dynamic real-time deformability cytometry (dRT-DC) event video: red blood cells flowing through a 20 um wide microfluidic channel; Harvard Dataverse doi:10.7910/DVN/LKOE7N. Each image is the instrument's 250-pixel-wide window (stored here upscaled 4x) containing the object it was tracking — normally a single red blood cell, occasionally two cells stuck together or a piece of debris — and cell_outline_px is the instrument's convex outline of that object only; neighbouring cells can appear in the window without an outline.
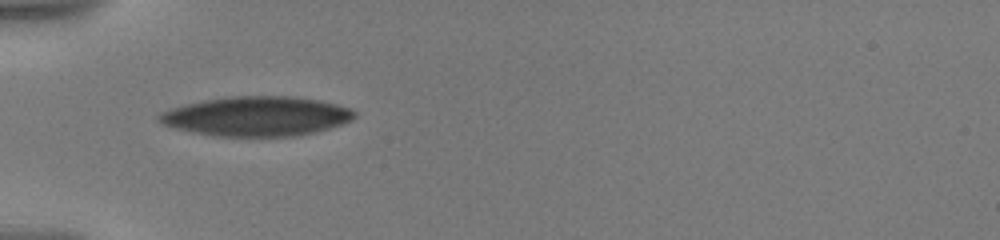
{"species": "human", "species_latin": "Homo sapiens", "temperature_condition": "warm", "stored_images_in_passage": 4, "camera_frame_rate_fps": 3000, "um_per_image_px": 0.085, "donor": {"sex": "male"}, "frame": {"image": 1, "passage_image": 1, "time_ms": 0.0, "image_size_px": [1000, 240], "cell_outline_px": [[356, 116], [352, 120], [316, 132], [292, 136], [212, 136], [192, 132], [176, 128], [164, 124], [156, 120], [156, 116], [160, 112], [184, 104], [204, 100], [228, 96], [292, 96], [320, 100], [352, 108], [356, 112]], "centroid_in_image_um": [21.8, 9.87], "position_along_channel_um": 63.2, "area_um2": 45.2}}
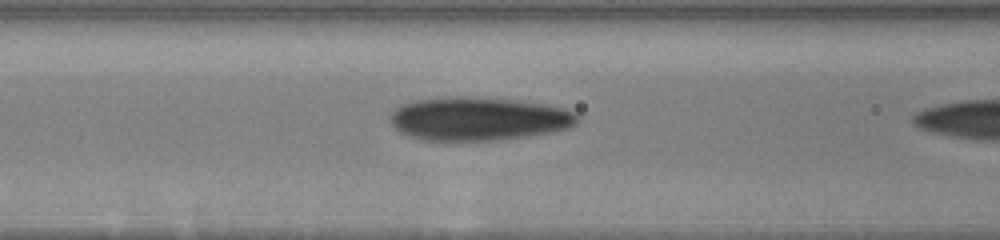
{"frame": {"image": 2, "passage_image": 3, "time_ms": 0.667, "image_size_px": [1000, 240], "cell_outline_px": [[580, 120], [576, 124], [568, 128], [552, 132], [528, 136], [500, 140], [420, 140], [408, 136], [400, 132], [392, 124], [392, 112], [396, 108], [404, 104], [416, 100], [448, 96], [456, 96], [516, 100], [544, 104], [564, 108], [576, 112], [580, 116]], "centroid_in_image_um": [40.72, 10.1], "position_along_channel_um": 125.9, "area_um2": 47.4}}